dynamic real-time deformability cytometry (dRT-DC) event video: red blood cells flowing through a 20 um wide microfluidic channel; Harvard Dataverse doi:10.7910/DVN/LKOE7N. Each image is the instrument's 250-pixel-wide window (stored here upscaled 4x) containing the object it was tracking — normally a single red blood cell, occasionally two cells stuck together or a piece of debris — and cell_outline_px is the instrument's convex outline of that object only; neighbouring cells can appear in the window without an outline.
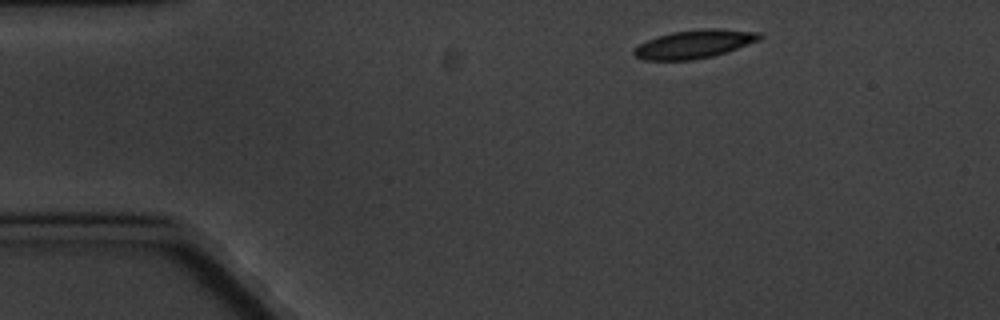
{"species": "common noctule bat (a hibernating species)", "species_latin": "Nyctalus noctula", "temperature_condition": "cold", "stored_images_in_passage": 4, "camera_frame_rate_fps": 3000, "um_per_image_px": 0.085, "animal": {"sex": "male", "body_mass_g": 20.1, "forearm_length_mm": 53.5}, "frame": {"image": 1, "passage_image": 1, "time_ms": 0.0, "image_size_px": [1000, 320], "cell_outline_px": [[764, 36], [760, 40], [712, 56], [692, 60], [644, 60], [636, 56], [632, 52], [640, 44], [656, 36], [672, 32], [700, 28], [720, 28], [760, 32]], "centroid_in_image_um": [59.04, 3.73], "position_along_channel_um": 26.0, "area_um2": 20.75}}